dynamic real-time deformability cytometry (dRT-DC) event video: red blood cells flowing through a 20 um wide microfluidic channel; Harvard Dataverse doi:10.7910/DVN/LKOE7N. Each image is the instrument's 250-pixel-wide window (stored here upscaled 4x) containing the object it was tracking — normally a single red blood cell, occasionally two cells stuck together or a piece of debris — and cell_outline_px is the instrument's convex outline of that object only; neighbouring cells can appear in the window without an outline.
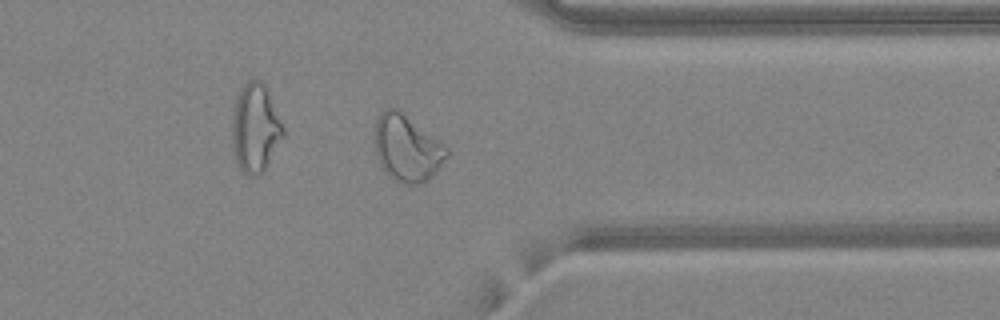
{"species": "common noctule bat (a hibernating species)", "species_latin": "Nyctalus noctula", "temperature_condition": "warm", "stored_images_in_passage": 35, "camera_frame_rate_fps": 3000, "um_per_image_px": 0.085, "animal": {"sex": "female", "body_mass_g": 24.6, "forearm_length_mm": 56.2}, "frame": {"image": 1, "passage_image": 25, "time_ms": 8.0, "image_size_px": [1000, 320], "cell_outline_px": [[448, 156], [436, 172], [424, 184], [404, 184], [388, 176], [384, 172], [376, 156], [376, 120], [380, 112], [384, 108], [396, 108], [448, 148]], "centroid_in_image_um": [34.59, 12.63], "position_along_channel_um": 376.8, "area_um2": 27.57}, "authors_computed_cell_mechanics": {"area_um2": 23.8136, "velocity_mm_per_s": 4.2016, "shape_relaxation_time_tau1_ms": null, "shape_relaxation_time_tau2_ms": 1.4111, "deformation_change_tau1": null, "deformation_change_tau2": 0.0972}}